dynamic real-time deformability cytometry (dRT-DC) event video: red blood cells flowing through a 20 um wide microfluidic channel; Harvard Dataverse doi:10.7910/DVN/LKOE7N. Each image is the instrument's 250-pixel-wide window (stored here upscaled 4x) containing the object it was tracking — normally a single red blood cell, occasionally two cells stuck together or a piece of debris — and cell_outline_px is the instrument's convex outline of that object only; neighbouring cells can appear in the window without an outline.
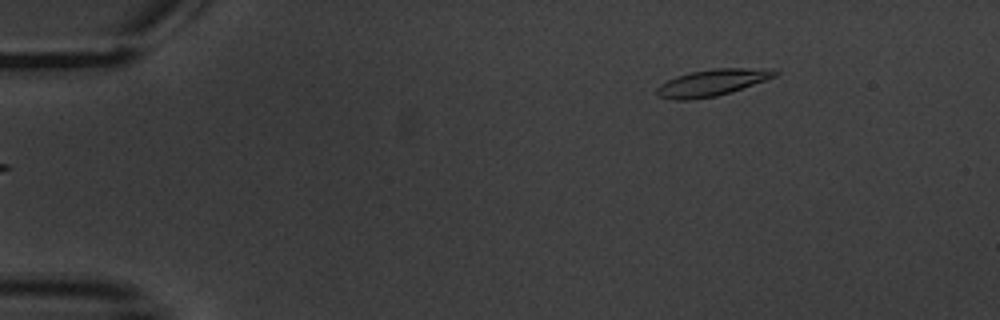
{"species": "common noctule bat (a hibernating species)", "species_latin": "Nyctalus noctula", "temperature_condition": "warm", "stored_images_in_passage": 4, "camera_frame_rate_fps": 3000, "um_per_image_px": 0.085, "animal": {"sex": "male", "body_mass_g": 20.1, "forearm_length_mm": 53.5}, "frame": {"image": 1, "passage_image": 1, "time_ms": 0.0, "image_size_px": [1000, 320], "cell_outline_px": [[780, 72], [776, 76], [716, 96], [688, 100], [672, 100], [656, 96], [656, 88], [660, 84], [676, 76], [692, 72], [712, 68], [768, 68]], "centroid_in_image_um": [60.47, 7.02], "position_along_channel_um": 24.5, "area_um2": 18.15}}
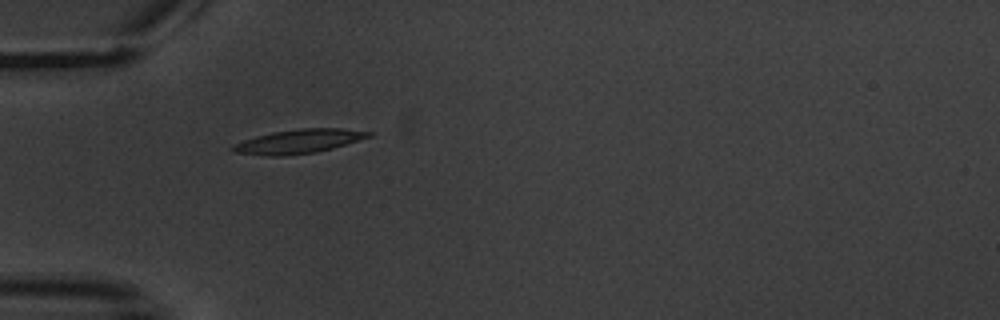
{"frame": {"image": 2, "passage_image": 4, "time_ms": 3.333, "image_size_px": [1000, 320], "cell_outline_px": [[372, 136], [332, 148], [316, 152], [284, 156], [268, 156], [236, 152], [228, 148], [232, 144], [256, 136], [272, 132], [300, 128], [340, 128], [372, 132]], "centroid_in_image_um": [25.35, 12.01], "position_along_channel_um": 59.6, "area_um2": 18.96}}